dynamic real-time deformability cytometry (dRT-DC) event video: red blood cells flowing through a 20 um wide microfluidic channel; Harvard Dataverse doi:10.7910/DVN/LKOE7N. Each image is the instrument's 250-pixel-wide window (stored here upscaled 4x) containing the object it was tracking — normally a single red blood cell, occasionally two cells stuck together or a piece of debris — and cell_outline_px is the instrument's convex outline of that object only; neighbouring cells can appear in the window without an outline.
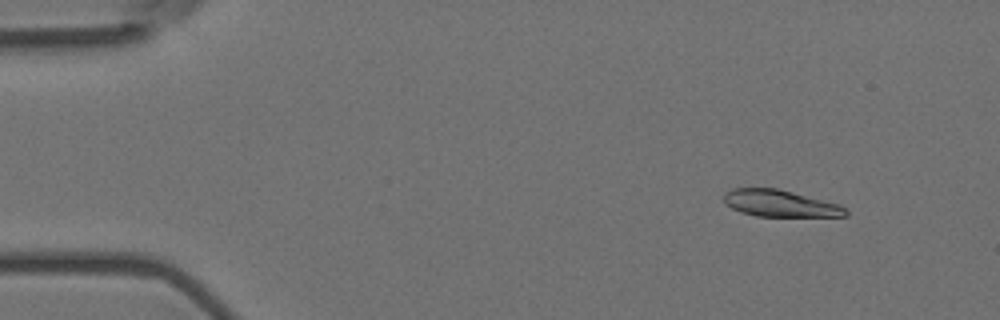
{"species": "Egyptian fruit bat (a non-hibernating species)", "species_latin": "Rousettus aegyptiacus", "temperature_condition": "room temperature", "stored_images_in_passage": 29, "camera_frame_rate_fps": 3000, "um_per_image_px": 0.085, "animal": {"sex": "female"}, "frame": {"image": 1, "passage_image": 3, "time_ms": 0.667, "image_size_px": [1000, 320], "cell_outline_px": [[848, 216], [756, 216], [740, 212], [724, 204], [724, 192], [732, 188], [776, 188], [840, 204], [848, 212]], "centroid_in_image_um": [66.27, 17.29], "position_along_channel_um": 18.7, "area_um2": 18.96}}
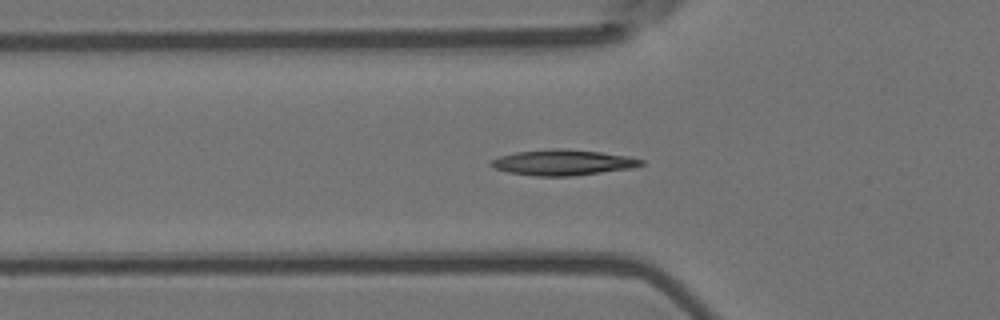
{"frame": {"image": 2, "passage_image": 16, "time_ms": 5.0, "image_size_px": [1000, 320], "cell_outline_px": [[644, 164], [632, 168], [572, 176], [536, 176], [508, 172], [496, 168], [488, 164], [492, 160], [500, 156], [516, 152], [600, 152], [628, 156], [644, 160]], "centroid_in_image_um": [47.88, 13.87], "position_along_channel_um": 77.9, "area_um2": 20.98}}
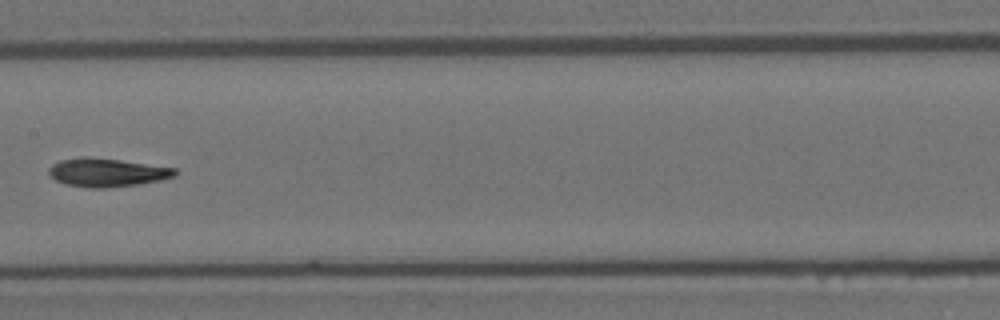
{"frame": {"image": 3, "passage_image": 26, "time_ms": 8.333, "image_size_px": [1000, 320], "cell_outline_px": [[176, 176], [160, 180], [140, 184], [104, 188], [88, 188], [64, 184], [56, 180], [48, 172], [48, 168], [52, 164], [60, 160], [84, 156], [120, 160], [176, 168]], "centroid_in_image_um": [9.07, 14.66], "position_along_channel_um": 198.3, "area_um2": 20.92}}